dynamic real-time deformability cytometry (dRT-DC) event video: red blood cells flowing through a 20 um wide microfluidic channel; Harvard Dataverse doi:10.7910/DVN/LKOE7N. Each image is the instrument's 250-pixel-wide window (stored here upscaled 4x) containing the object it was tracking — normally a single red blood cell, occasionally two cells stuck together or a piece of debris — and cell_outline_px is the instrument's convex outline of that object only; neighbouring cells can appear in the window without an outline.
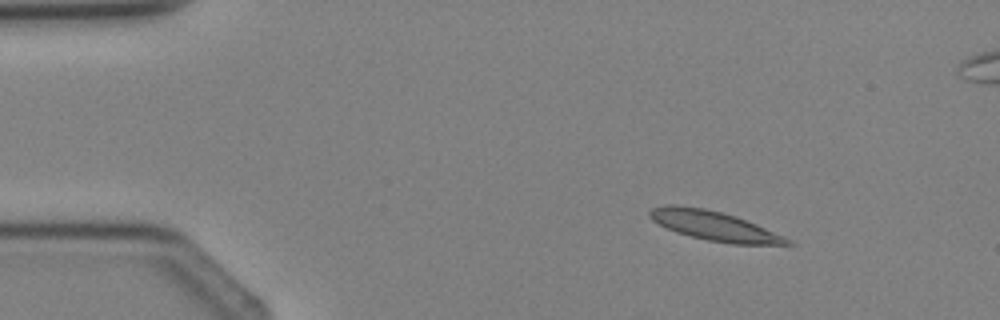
{"species": "Egyptian fruit bat (a non-hibernating species)", "species_latin": "Rousettus aegyptiacus", "temperature_condition": "cold", "stored_images_in_passage": 4, "camera_frame_rate_fps": 3000, "um_per_image_px": 0.085, "animal": {"sex": "female"}, "frame": {"image": 1, "passage_image": 2, "time_ms": 1.0, "image_size_px": [1000, 320], "cell_outline_px": [[796, 244], [732, 244], [708, 240], [676, 232], [652, 220], [648, 216], [648, 212], [652, 208], [664, 204], [676, 204], [704, 208], [720, 212], [756, 224], [784, 236], [792, 240]], "centroid_in_image_um": [60.67, 19.19], "position_along_channel_um": 24.3, "area_um2": 23.29}}